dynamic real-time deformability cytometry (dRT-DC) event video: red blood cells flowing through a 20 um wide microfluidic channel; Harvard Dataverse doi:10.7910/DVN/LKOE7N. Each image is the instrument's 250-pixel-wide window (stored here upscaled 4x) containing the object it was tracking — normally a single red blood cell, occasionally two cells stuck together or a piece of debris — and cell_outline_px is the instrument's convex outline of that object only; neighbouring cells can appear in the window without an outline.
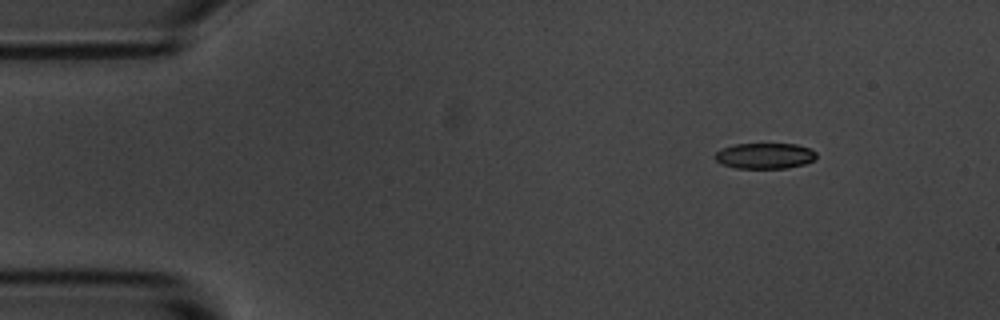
{"species": "common noctule bat (a hibernating species)", "species_latin": "Nyctalus noctula", "temperature_condition": "room temperature", "stored_images_in_passage": 49, "camera_frame_rate_fps": 3000, "um_per_image_px": 0.085, "animal": {"sex": "male", "body_mass_g": 20.1, "forearm_length_mm": 53.5}, "frame": {"image": 1, "passage_image": 1, "time_ms": 0.0, "image_size_px": [1000, 320], "cell_outline_px": [[816, 156], [812, 160], [804, 164], [788, 168], [736, 168], [720, 164], [712, 156], [716, 152], [724, 148], [736, 144], [796, 144], [808, 148], [816, 152]], "centroid_in_image_um": [64.97, 13.25], "position_along_channel_um": 20.0, "area_um2": 15.14}}
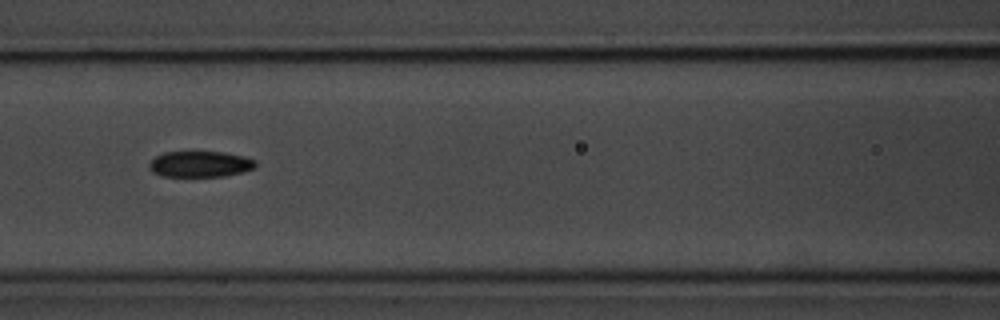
{"frame": {"image": 2, "passage_image": 18, "time_ms": 5.667, "image_size_px": [1000, 320], "cell_outline_px": [[256, 164], [252, 168], [240, 172], [224, 176], [160, 176], [152, 172], [148, 168], [148, 164], [156, 156], [164, 152], [224, 152], [244, 156], [256, 160]], "centroid_in_image_um": [16.97, 13.94], "position_along_channel_um": 149.6, "area_um2": 16.01}}
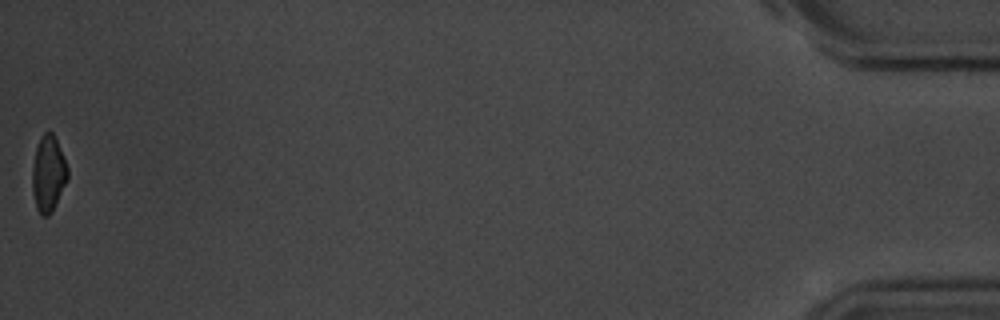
{"frame": {"image": 3, "passage_image": 49, "time_ms": 16.0, "image_size_px": [1000, 320], "cell_outline_px": [[68, 180], [52, 212], [48, 216], [40, 216], [36, 208], [32, 192], [32, 168], [36, 148], [40, 136], [44, 132], [52, 132], [56, 140], [68, 168]], "centroid_in_image_um": [4.1, 14.81], "position_along_channel_um": 431.1, "area_um2": 15.78}, "authors_computed_cell_mechanics": {"area_um2": 16.5886, "velocity_mm_per_s": 3.6834, "shape_relaxation_time_tau1_ms": 5.8406, "shape_relaxation_time_tau2_ms": 5.9485, "deformation_change_tau1": 0.1403, "deformation_change_tau2": 0.1182}}